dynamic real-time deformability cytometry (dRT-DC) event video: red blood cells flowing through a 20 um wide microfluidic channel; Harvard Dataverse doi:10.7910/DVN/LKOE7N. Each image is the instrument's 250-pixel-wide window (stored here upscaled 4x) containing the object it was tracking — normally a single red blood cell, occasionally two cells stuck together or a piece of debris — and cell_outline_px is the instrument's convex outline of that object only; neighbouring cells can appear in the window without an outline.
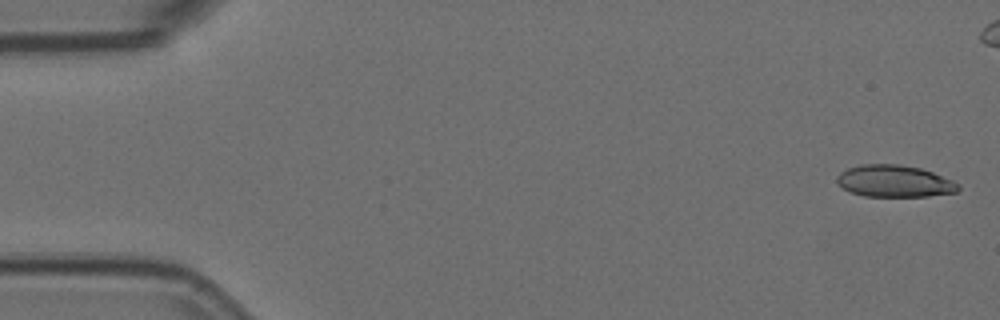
{"species": "Egyptian fruit bat (a non-hibernating species)", "species_latin": "Rousettus aegyptiacus", "temperature_condition": "room temperature", "stored_images_in_passage": 6, "camera_frame_rate_fps": 3000, "um_per_image_px": 0.085, "animal": {"sex": "female"}, "frame": {"image": 1, "passage_image": 1, "time_ms": 0.0, "image_size_px": [1000, 320], "cell_outline_px": [[960, 188], [956, 192], [928, 196], [864, 196], [848, 192], [836, 180], [836, 176], [840, 172], [848, 168], [860, 164], [900, 164], [920, 168], [932, 172], [952, 180], [960, 184]], "centroid_in_image_um": [76.01, 15.39], "position_along_channel_um": 9.0, "area_um2": 22.6}}